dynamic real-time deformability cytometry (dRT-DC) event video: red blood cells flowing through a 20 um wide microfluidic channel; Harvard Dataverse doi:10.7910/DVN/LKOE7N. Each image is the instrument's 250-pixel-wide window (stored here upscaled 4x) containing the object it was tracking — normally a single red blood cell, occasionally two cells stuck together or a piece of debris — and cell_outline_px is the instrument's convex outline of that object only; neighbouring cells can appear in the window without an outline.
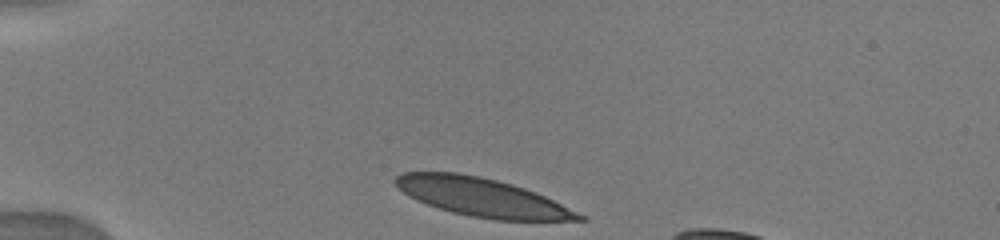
{"species": "human", "species_latin": "Homo sapiens", "temperature_condition": "warm", "stored_images_in_passage": 24, "camera_frame_rate_fps": 3000, "um_per_image_px": 0.085, "donor": {"sex": "male"}, "frame": {"image": 1, "passage_image": 1, "time_ms": 0.0, "image_size_px": [1000, 240], "cell_outline_px": [[588, 220], [496, 220], [472, 216], [452, 212], [416, 200], [408, 196], [392, 180], [396, 176], [404, 172], [456, 172], [480, 176], [512, 184], [536, 192], [588, 216]], "centroid_in_image_um": [41.01, 16.76], "position_along_channel_um": 44.0, "area_um2": 40.86}}
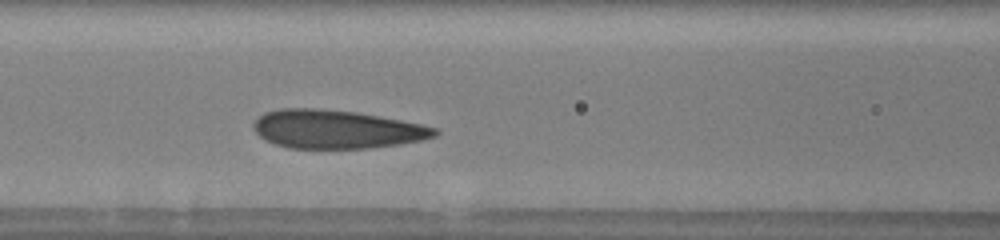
{"frame": {"image": 2, "passage_image": 11, "time_ms": 3.333, "image_size_px": [1000, 240], "cell_outline_px": [[440, 132], [436, 136], [420, 140], [400, 144], [372, 148], [288, 148], [264, 140], [252, 128], [252, 124], [264, 112], [280, 108], [316, 108], [356, 112], [400, 120], [440, 128]], "centroid_in_image_um": [28.59, 10.98], "position_along_channel_um": 138.0, "area_um2": 40.75}}
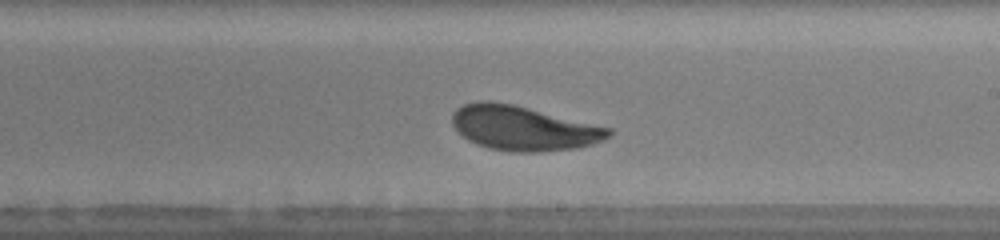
{"frame": {"image": 3, "passage_image": 18, "time_ms": 6.0, "image_size_px": [1000, 240], "cell_outline_px": [[612, 132], [604, 140], [592, 144], [576, 148], [540, 152], [512, 152], [488, 148], [476, 144], [468, 140], [456, 132], [452, 124], [452, 112], [456, 108], [464, 104], [480, 100], [492, 100], [512, 104], [612, 128]], "centroid_in_image_um": [44.44, 10.89], "position_along_channel_um": 244.6, "area_um2": 40.86}}